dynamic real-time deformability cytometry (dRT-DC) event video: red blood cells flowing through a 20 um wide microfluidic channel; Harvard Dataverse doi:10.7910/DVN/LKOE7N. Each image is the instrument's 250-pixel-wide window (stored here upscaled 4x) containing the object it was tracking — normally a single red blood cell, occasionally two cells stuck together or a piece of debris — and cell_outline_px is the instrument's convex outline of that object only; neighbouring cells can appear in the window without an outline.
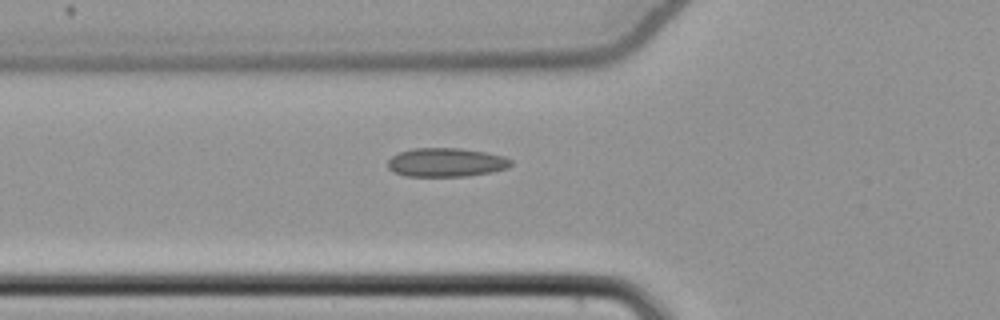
{"species": "common noctule bat (a hibernating species)", "species_latin": "Nyctalus noctula", "temperature_condition": "cold", "stored_images_in_passage": 36, "camera_frame_rate_fps": 3000, "um_per_image_px": 0.085, "animal": {"sex": "female", "body_mass_g": 22.7, "forearm_length_mm": 54.2}, "frame": {"image": 1, "passage_image": 2, "time_ms": 0.333, "image_size_px": [1000, 320], "cell_outline_px": [[512, 164], [508, 168], [492, 172], [468, 176], [404, 176], [392, 172], [388, 168], [388, 160], [392, 156], [400, 152], [412, 148], [460, 148], [484, 152], [504, 156], [512, 160]], "centroid_in_image_um": [37.91, 13.81], "position_along_channel_um": 87.9, "area_um2": 20.81}}
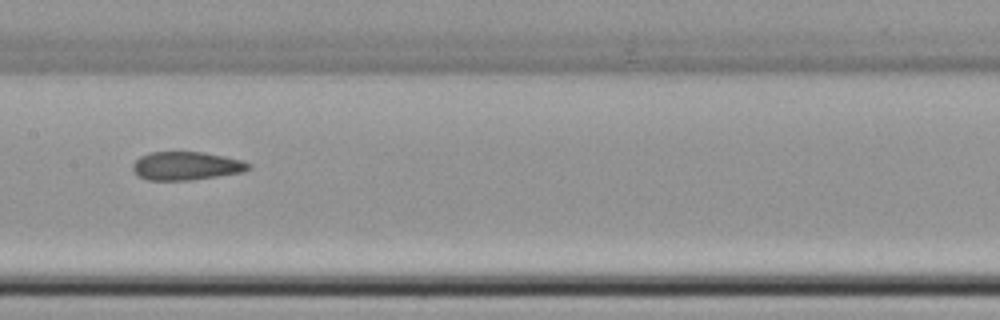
{"frame": {"image": 2, "passage_image": 10, "time_ms": 3.0, "image_size_px": [1000, 320], "cell_outline_px": [[252, 168], [244, 172], [192, 180], [148, 180], [136, 176], [132, 168], [132, 164], [140, 156], [152, 152], [204, 152], [224, 156], [240, 160], [252, 164]], "centroid_in_image_um": [15.83, 14.11], "position_along_channel_um": 191.6, "area_um2": 19.31}}
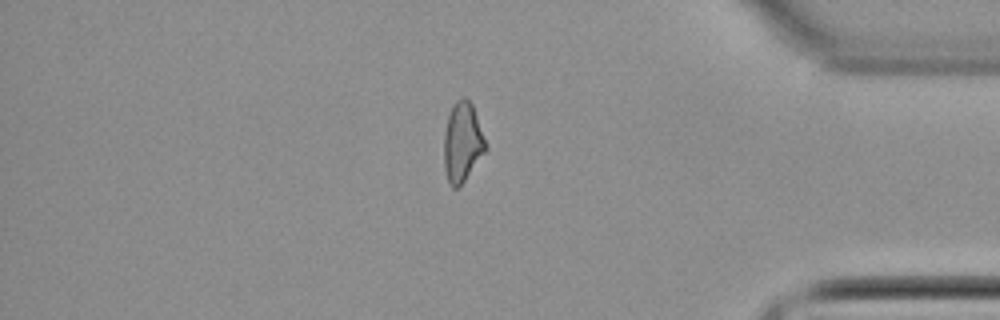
{"frame": {"image": 3, "passage_image": 28, "time_ms": 9.0, "image_size_px": [1000, 320], "cell_outline_px": [[488, 148], [464, 180], [456, 188], [452, 188], [448, 184], [444, 168], [444, 132], [448, 116], [456, 100], [464, 96], [472, 104]], "centroid_in_image_um": [39.29, 12.1], "position_along_channel_um": 395.9, "area_um2": 19.13}}